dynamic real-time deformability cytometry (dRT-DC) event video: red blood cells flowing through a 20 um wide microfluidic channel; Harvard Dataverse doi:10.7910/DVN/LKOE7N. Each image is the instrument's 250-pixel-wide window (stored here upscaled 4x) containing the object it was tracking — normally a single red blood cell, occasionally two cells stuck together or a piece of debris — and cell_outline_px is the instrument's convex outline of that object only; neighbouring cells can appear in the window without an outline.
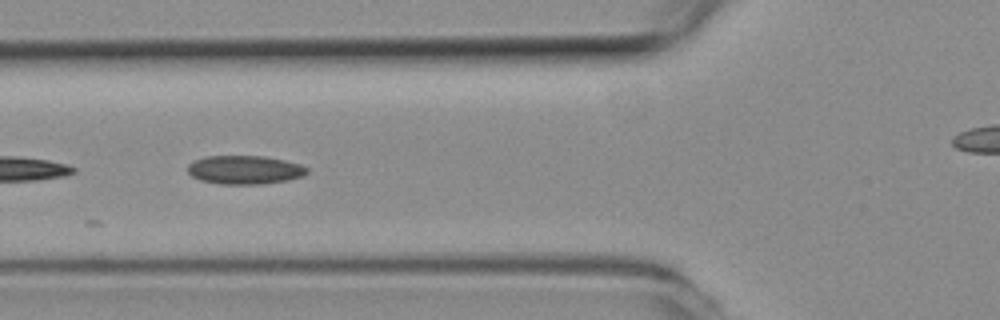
{"species": "common noctule bat (a hibernating species)", "species_latin": "Nyctalus noctula", "temperature_condition": "room temperature", "stored_images_in_passage": 12, "camera_frame_rate_fps": 3000, "um_per_image_px": 0.085, "animal": {"sex": "female", "body_mass_g": 19.3, "forearm_length_mm": 54.1}, "frame": {"image": 1, "passage_image": 7, "time_ms": 2.0, "image_size_px": [1000, 320], "cell_outline_px": [[308, 172], [304, 176], [288, 180], [260, 184], [220, 184], [200, 180], [192, 176], [188, 172], [188, 164], [192, 160], [208, 156], [264, 156], [284, 160], [300, 164], [308, 168]], "centroid_in_image_um": [20.8, 14.43], "position_along_channel_um": 105.0, "area_um2": 20.0}}